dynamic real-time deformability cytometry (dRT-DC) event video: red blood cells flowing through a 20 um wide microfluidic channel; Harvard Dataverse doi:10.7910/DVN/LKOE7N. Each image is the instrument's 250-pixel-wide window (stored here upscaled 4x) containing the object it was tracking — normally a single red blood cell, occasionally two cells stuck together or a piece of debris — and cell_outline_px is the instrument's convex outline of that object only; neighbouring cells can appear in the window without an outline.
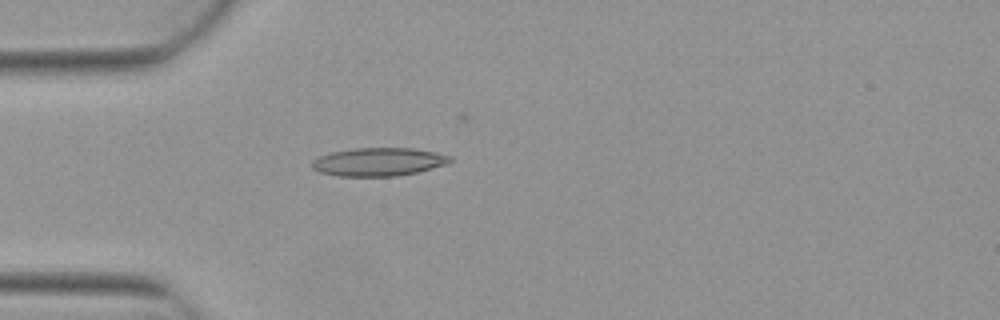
{"species": "Egyptian fruit bat (a non-hibernating species)", "species_latin": "Rousettus aegyptiacus", "temperature_condition": "warm", "stored_images_in_passage": 4, "camera_frame_rate_fps": 3000, "um_per_image_px": 0.085, "animal": {"sex": "female"}, "frame": {"image": 1, "passage_image": 4, "time_ms": 1.0, "image_size_px": [1000, 320], "cell_outline_px": [[452, 160], [448, 164], [416, 172], [396, 176], [340, 176], [320, 172], [312, 168], [312, 160], [320, 156], [332, 152], [356, 148], [412, 148], [452, 156]], "centroid_in_image_um": [32.18, 13.76], "position_along_channel_um": 52.8, "area_um2": 22.54}}